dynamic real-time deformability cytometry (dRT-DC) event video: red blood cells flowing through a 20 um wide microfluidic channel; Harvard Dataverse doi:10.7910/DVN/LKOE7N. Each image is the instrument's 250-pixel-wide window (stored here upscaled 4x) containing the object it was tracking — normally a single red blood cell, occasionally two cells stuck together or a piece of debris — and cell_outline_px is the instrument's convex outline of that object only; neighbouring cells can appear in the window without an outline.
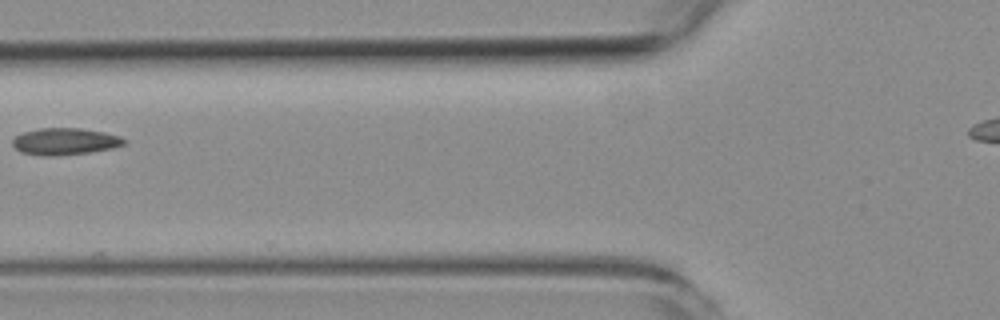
{"species": "common noctule bat (a hibernating species)", "species_latin": "Nyctalus noctula", "temperature_condition": "room temperature", "stored_images_in_passage": 3, "camera_frame_rate_fps": 3000, "um_per_image_px": 0.085, "animal": {"sex": "female", "body_mass_g": 19.3, "forearm_length_mm": 54.1}, "frame": {"image": 1, "passage_image": 2, "time_ms": 1.333, "image_size_px": [1000, 320], "cell_outline_px": [[128, 144], [112, 148], [88, 152], [56, 156], [44, 156], [20, 152], [12, 144], [12, 140], [16, 136], [24, 132], [36, 128], [80, 128], [104, 132], [120, 136], [128, 140]], "centroid_in_image_um": [5.55, 12.02], "position_along_channel_um": 120.3, "area_um2": 17.57}}
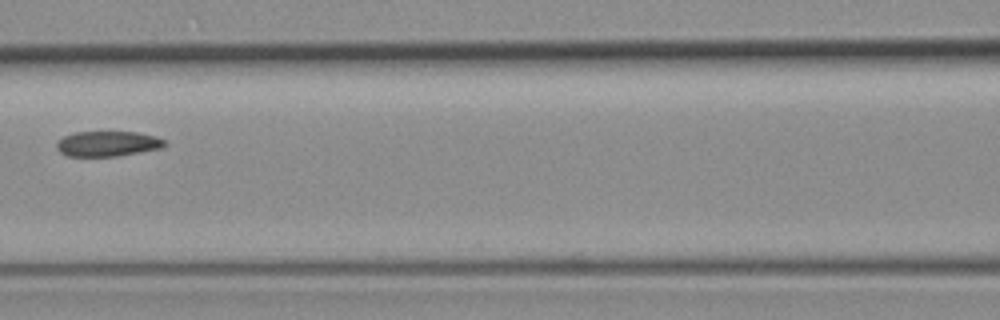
{"frame": {"image": 2, "passage_image": 3, "time_ms": 2.333, "image_size_px": [1000, 320], "cell_outline_px": [[168, 144], [164, 148], [116, 156], [68, 156], [60, 152], [56, 148], [56, 140], [64, 136], [76, 132], [136, 132], [156, 136], [164, 140]], "centroid_in_image_um": [9.16, 12.22], "position_along_channel_um": 157.4, "area_um2": 16.01}}